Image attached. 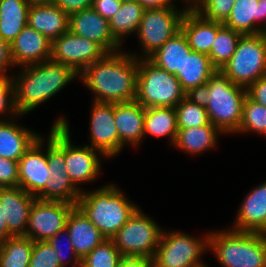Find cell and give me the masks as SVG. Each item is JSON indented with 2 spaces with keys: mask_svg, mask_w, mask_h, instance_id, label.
Returning <instances> with one entry per match:
<instances>
[{
  "mask_svg": "<svg viewBox=\"0 0 266 267\" xmlns=\"http://www.w3.org/2000/svg\"><path fill=\"white\" fill-rule=\"evenodd\" d=\"M138 55L117 51L88 65L79 79L95 95V102L121 103L136 99Z\"/></svg>",
  "mask_w": 266,
  "mask_h": 267,
  "instance_id": "1",
  "label": "cell"
},
{
  "mask_svg": "<svg viewBox=\"0 0 266 267\" xmlns=\"http://www.w3.org/2000/svg\"><path fill=\"white\" fill-rule=\"evenodd\" d=\"M21 68L23 69L19 74L12 76L15 108L19 115L33 111L79 77L70 66L56 63L51 59Z\"/></svg>",
  "mask_w": 266,
  "mask_h": 267,
  "instance_id": "2",
  "label": "cell"
},
{
  "mask_svg": "<svg viewBox=\"0 0 266 267\" xmlns=\"http://www.w3.org/2000/svg\"><path fill=\"white\" fill-rule=\"evenodd\" d=\"M115 184L81 192L76 206L98 228L106 239H111L139 208Z\"/></svg>",
  "mask_w": 266,
  "mask_h": 267,
  "instance_id": "3",
  "label": "cell"
},
{
  "mask_svg": "<svg viewBox=\"0 0 266 267\" xmlns=\"http://www.w3.org/2000/svg\"><path fill=\"white\" fill-rule=\"evenodd\" d=\"M210 250L222 267H265L266 234L213 230L209 233Z\"/></svg>",
  "mask_w": 266,
  "mask_h": 267,
  "instance_id": "4",
  "label": "cell"
},
{
  "mask_svg": "<svg viewBox=\"0 0 266 267\" xmlns=\"http://www.w3.org/2000/svg\"><path fill=\"white\" fill-rule=\"evenodd\" d=\"M211 95L206 111L209 121L222 134H235L242 119L246 88L234 84L220 70L206 82Z\"/></svg>",
  "mask_w": 266,
  "mask_h": 267,
  "instance_id": "5",
  "label": "cell"
},
{
  "mask_svg": "<svg viewBox=\"0 0 266 267\" xmlns=\"http://www.w3.org/2000/svg\"><path fill=\"white\" fill-rule=\"evenodd\" d=\"M185 98L174 74L158 67L149 58L138 59L136 101L144 108H175Z\"/></svg>",
  "mask_w": 266,
  "mask_h": 267,
  "instance_id": "6",
  "label": "cell"
},
{
  "mask_svg": "<svg viewBox=\"0 0 266 267\" xmlns=\"http://www.w3.org/2000/svg\"><path fill=\"white\" fill-rule=\"evenodd\" d=\"M46 141L47 162L51 175L35 197L76 205L82 191L70 180L65 166V126H52Z\"/></svg>",
  "mask_w": 266,
  "mask_h": 267,
  "instance_id": "7",
  "label": "cell"
},
{
  "mask_svg": "<svg viewBox=\"0 0 266 267\" xmlns=\"http://www.w3.org/2000/svg\"><path fill=\"white\" fill-rule=\"evenodd\" d=\"M234 84L248 88L266 75V39L263 33L241 35L235 53L220 70Z\"/></svg>",
  "mask_w": 266,
  "mask_h": 267,
  "instance_id": "8",
  "label": "cell"
},
{
  "mask_svg": "<svg viewBox=\"0 0 266 267\" xmlns=\"http://www.w3.org/2000/svg\"><path fill=\"white\" fill-rule=\"evenodd\" d=\"M154 255V267H205L201 255L209 250V232L202 238L163 230Z\"/></svg>",
  "mask_w": 266,
  "mask_h": 267,
  "instance_id": "9",
  "label": "cell"
},
{
  "mask_svg": "<svg viewBox=\"0 0 266 267\" xmlns=\"http://www.w3.org/2000/svg\"><path fill=\"white\" fill-rule=\"evenodd\" d=\"M163 229L140 208L111 238L122 256L154 258Z\"/></svg>",
  "mask_w": 266,
  "mask_h": 267,
  "instance_id": "10",
  "label": "cell"
},
{
  "mask_svg": "<svg viewBox=\"0 0 266 267\" xmlns=\"http://www.w3.org/2000/svg\"><path fill=\"white\" fill-rule=\"evenodd\" d=\"M190 6L191 3L186 4L183 10H178L177 7L145 9L136 34L144 55L137 58H149L178 33L182 18Z\"/></svg>",
  "mask_w": 266,
  "mask_h": 267,
  "instance_id": "11",
  "label": "cell"
},
{
  "mask_svg": "<svg viewBox=\"0 0 266 267\" xmlns=\"http://www.w3.org/2000/svg\"><path fill=\"white\" fill-rule=\"evenodd\" d=\"M52 126H65V166L70 180L82 191L79 185L97 179L102 168L101 157L106 156L88 145H73L69 124L64 116L57 118Z\"/></svg>",
  "mask_w": 266,
  "mask_h": 267,
  "instance_id": "12",
  "label": "cell"
},
{
  "mask_svg": "<svg viewBox=\"0 0 266 267\" xmlns=\"http://www.w3.org/2000/svg\"><path fill=\"white\" fill-rule=\"evenodd\" d=\"M75 206L72 203L36 198L30 209L25 237L33 241H48L66 228L69 213Z\"/></svg>",
  "mask_w": 266,
  "mask_h": 267,
  "instance_id": "13",
  "label": "cell"
},
{
  "mask_svg": "<svg viewBox=\"0 0 266 267\" xmlns=\"http://www.w3.org/2000/svg\"><path fill=\"white\" fill-rule=\"evenodd\" d=\"M106 54L98 43L67 31L52 42L51 60L70 66L80 74Z\"/></svg>",
  "mask_w": 266,
  "mask_h": 267,
  "instance_id": "14",
  "label": "cell"
},
{
  "mask_svg": "<svg viewBox=\"0 0 266 267\" xmlns=\"http://www.w3.org/2000/svg\"><path fill=\"white\" fill-rule=\"evenodd\" d=\"M91 145L88 146L102 152L106 158L119 154V134L114 120V103L93 101L90 109Z\"/></svg>",
  "mask_w": 266,
  "mask_h": 267,
  "instance_id": "15",
  "label": "cell"
},
{
  "mask_svg": "<svg viewBox=\"0 0 266 267\" xmlns=\"http://www.w3.org/2000/svg\"><path fill=\"white\" fill-rule=\"evenodd\" d=\"M69 31L98 43L107 53L122 50L112 35L109 21L92 7L69 15Z\"/></svg>",
  "mask_w": 266,
  "mask_h": 267,
  "instance_id": "16",
  "label": "cell"
},
{
  "mask_svg": "<svg viewBox=\"0 0 266 267\" xmlns=\"http://www.w3.org/2000/svg\"><path fill=\"white\" fill-rule=\"evenodd\" d=\"M44 143L40 135L18 161L19 187L33 196L44 188L46 179L51 175L47 162V143L46 149Z\"/></svg>",
  "mask_w": 266,
  "mask_h": 267,
  "instance_id": "17",
  "label": "cell"
},
{
  "mask_svg": "<svg viewBox=\"0 0 266 267\" xmlns=\"http://www.w3.org/2000/svg\"><path fill=\"white\" fill-rule=\"evenodd\" d=\"M11 58L17 67L39 64L51 59L52 41L26 25L10 44Z\"/></svg>",
  "mask_w": 266,
  "mask_h": 267,
  "instance_id": "18",
  "label": "cell"
},
{
  "mask_svg": "<svg viewBox=\"0 0 266 267\" xmlns=\"http://www.w3.org/2000/svg\"><path fill=\"white\" fill-rule=\"evenodd\" d=\"M36 197L21 187H0V202L4 206V220L11 236H25L30 209Z\"/></svg>",
  "mask_w": 266,
  "mask_h": 267,
  "instance_id": "19",
  "label": "cell"
},
{
  "mask_svg": "<svg viewBox=\"0 0 266 267\" xmlns=\"http://www.w3.org/2000/svg\"><path fill=\"white\" fill-rule=\"evenodd\" d=\"M146 108L136 100L114 103V120L119 134V153L126 144L138 147L144 140Z\"/></svg>",
  "mask_w": 266,
  "mask_h": 267,
  "instance_id": "20",
  "label": "cell"
},
{
  "mask_svg": "<svg viewBox=\"0 0 266 267\" xmlns=\"http://www.w3.org/2000/svg\"><path fill=\"white\" fill-rule=\"evenodd\" d=\"M234 222V230L266 234V182L246 195Z\"/></svg>",
  "mask_w": 266,
  "mask_h": 267,
  "instance_id": "21",
  "label": "cell"
},
{
  "mask_svg": "<svg viewBox=\"0 0 266 267\" xmlns=\"http://www.w3.org/2000/svg\"><path fill=\"white\" fill-rule=\"evenodd\" d=\"M222 25V22L205 19L190 6L182 18L181 30L193 51L208 55Z\"/></svg>",
  "mask_w": 266,
  "mask_h": 267,
  "instance_id": "22",
  "label": "cell"
},
{
  "mask_svg": "<svg viewBox=\"0 0 266 267\" xmlns=\"http://www.w3.org/2000/svg\"><path fill=\"white\" fill-rule=\"evenodd\" d=\"M66 229L75 253L81 260L106 239L77 206L69 213Z\"/></svg>",
  "mask_w": 266,
  "mask_h": 267,
  "instance_id": "23",
  "label": "cell"
},
{
  "mask_svg": "<svg viewBox=\"0 0 266 267\" xmlns=\"http://www.w3.org/2000/svg\"><path fill=\"white\" fill-rule=\"evenodd\" d=\"M27 25L53 42L69 31V15L55 4L31 5Z\"/></svg>",
  "mask_w": 266,
  "mask_h": 267,
  "instance_id": "24",
  "label": "cell"
},
{
  "mask_svg": "<svg viewBox=\"0 0 266 267\" xmlns=\"http://www.w3.org/2000/svg\"><path fill=\"white\" fill-rule=\"evenodd\" d=\"M12 120H0V157L19 161L40 135Z\"/></svg>",
  "mask_w": 266,
  "mask_h": 267,
  "instance_id": "25",
  "label": "cell"
},
{
  "mask_svg": "<svg viewBox=\"0 0 266 267\" xmlns=\"http://www.w3.org/2000/svg\"><path fill=\"white\" fill-rule=\"evenodd\" d=\"M223 24L242 35L263 33L261 0H235Z\"/></svg>",
  "mask_w": 266,
  "mask_h": 267,
  "instance_id": "26",
  "label": "cell"
},
{
  "mask_svg": "<svg viewBox=\"0 0 266 267\" xmlns=\"http://www.w3.org/2000/svg\"><path fill=\"white\" fill-rule=\"evenodd\" d=\"M222 133L209 123L200 127L178 129L173 147L190 155H199L218 144V135Z\"/></svg>",
  "mask_w": 266,
  "mask_h": 267,
  "instance_id": "27",
  "label": "cell"
},
{
  "mask_svg": "<svg viewBox=\"0 0 266 267\" xmlns=\"http://www.w3.org/2000/svg\"><path fill=\"white\" fill-rule=\"evenodd\" d=\"M192 51L185 34L180 30L152 54L149 59L158 67L176 75L179 71H182L186 55H190Z\"/></svg>",
  "mask_w": 266,
  "mask_h": 267,
  "instance_id": "28",
  "label": "cell"
},
{
  "mask_svg": "<svg viewBox=\"0 0 266 267\" xmlns=\"http://www.w3.org/2000/svg\"><path fill=\"white\" fill-rule=\"evenodd\" d=\"M30 4L27 0H0V37L11 44L25 28Z\"/></svg>",
  "mask_w": 266,
  "mask_h": 267,
  "instance_id": "29",
  "label": "cell"
},
{
  "mask_svg": "<svg viewBox=\"0 0 266 267\" xmlns=\"http://www.w3.org/2000/svg\"><path fill=\"white\" fill-rule=\"evenodd\" d=\"M218 71L211 63L208 55L192 51L186 55L182 71L175 76L184 92L199 85L206 84L209 78Z\"/></svg>",
  "mask_w": 266,
  "mask_h": 267,
  "instance_id": "30",
  "label": "cell"
},
{
  "mask_svg": "<svg viewBox=\"0 0 266 267\" xmlns=\"http://www.w3.org/2000/svg\"><path fill=\"white\" fill-rule=\"evenodd\" d=\"M177 113L172 107L146 108L144 118V137H169L171 145H174L177 137Z\"/></svg>",
  "mask_w": 266,
  "mask_h": 267,
  "instance_id": "31",
  "label": "cell"
},
{
  "mask_svg": "<svg viewBox=\"0 0 266 267\" xmlns=\"http://www.w3.org/2000/svg\"><path fill=\"white\" fill-rule=\"evenodd\" d=\"M145 8L138 1L122 2L121 7L109 20L113 37L122 45L124 37L137 34Z\"/></svg>",
  "mask_w": 266,
  "mask_h": 267,
  "instance_id": "32",
  "label": "cell"
},
{
  "mask_svg": "<svg viewBox=\"0 0 266 267\" xmlns=\"http://www.w3.org/2000/svg\"><path fill=\"white\" fill-rule=\"evenodd\" d=\"M34 241L12 236L0 244V267H29Z\"/></svg>",
  "mask_w": 266,
  "mask_h": 267,
  "instance_id": "33",
  "label": "cell"
},
{
  "mask_svg": "<svg viewBox=\"0 0 266 267\" xmlns=\"http://www.w3.org/2000/svg\"><path fill=\"white\" fill-rule=\"evenodd\" d=\"M241 35L224 24L218 29L216 39L208 54L212 65L217 70H221L235 53Z\"/></svg>",
  "mask_w": 266,
  "mask_h": 267,
  "instance_id": "34",
  "label": "cell"
},
{
  "mask_svg": "<svg viewBox=\"0 0 266 267\" xmlns=\"http://www.w3.org/2000/svg\"><path fill=\"white\" fill-rule=\"evenodd\" d=\"M250 131L266 136V108L246 96L242 107V119L235 133L246 134Z\"/></svg>",
  "mask_w": 266,
  "mask_h": 267,
  "instance_id": "35",
  "label": "cell"
},
{
  "mask_svg": "<svg viewBox=\"0 0 266 267\" xmlns=\"http://www.w3.org/2000/svg\"><path fill=\"white\" fill-rule=\"evenodd\" d=\"M121 258L113 240L105 239L81 260V267H117Z\"/></svg>",
  "mask_w": 266,
  "mask_h": 267,
  "instance_id": "36",
  "label": "cell"
},
{
  "mask_svg": "<svg viewBox=\"0 0 266 267\" xmlns=\"http://www.w3.org/2000/svg\"><path fill=\"white\" fill-rule=\"evenodd\" d=\"M178 129H188L210 123L206 108L184 98L175 106Z\"/></svg>",
  "mask_w": 266,
  "mask_h": 267,
  "instance_id": "37",
  "label": "cell"
},
{
  "mask_svg": "<svg viewBox=\"0 0 266 267\" xmlns=\"http://www.w3.org/2000/svg\"><path fill=\"white\" fill-rule=\"evenodd\" d=\"M191 7L210 21L224 22L235 0H190ZM193 2V3H192Z\"/></svg>",
  "mask_w": 266,
  "mask_h": 267,
  "instance_id": "38",
  "label": "cell"
},
{
  "mask_svg": "<svg viewBox=\"0 0 266 267\" xmlns=\"http://www.w3.org/2000/svg\"><path fill=\"white\" fill-rule=\"evenodd\" d=\"M56 255L48 241H34L29 267H61Z\"/></svg>",
  "mask_w": 266,
  "mask_h": 267,
  "instance_id": "39",
  "label": "cell"
},
{
  "mask_svg": "<svg viewBox=\"0 0 266 267\" xmlns=\"http://www.w3.org/2000/svg\"><path fill=\"white\" fill-rule=\"evenodd\" d=\"M64 236H65V240L67 241L66 250H68L70 252V253L68 252L70 257L65 256L66 255L65 253H67V252L63 253L65 250L62 248V244L64 242V241H62L63 240L62 237H64ZM48 242L52 246V248L56 251V253H57L56 256L59 259L61 267H67V265H69L70 263L73 267H81V259L75 253V250H74L73 245H72L71 240H70L69 232L67 231L66 228L64 230L56 233L52 238H50L48 240ZM64 245H65V243H64Z\"/></svg>",
  "mask_w": 266,
  "mask_h": 267,
  "instance_id": "40",
  "label": "cell"
},
{
  "mask_svg": "<svg viewBox=\"0 0 266 267\" xmlns=\"http://www.w3.org/2000/svg\"><path fill=\"white\" fill-rule=\"evenodd\" d=\"M6 113V114H5ZM1 114L3 117H1ZM8 115V116H7ZM4 116L9 118H4ZM15 108L14 82L12 78L0 76V120L20 117ZM3 118V119H2Z\"/></svg>",
  "mask_w": 266,
  "mask_h": 267,
  "instance_id": "41",
  "label": "cell"
},
{
  "mask_svg": "<svg viewBox=\"0 0 266 267\" xmlns=\"http://www.w3.org/2000/svg\"><path fill=\"white\" fill-rule=\"evenodd\" d=\"M19 186V163L0 157V187Z\"/></svg>",
  "mask_w": 266,
  "mask_h": 267,
  "instance_id": "42",
  "label": "cell"
},
{
  "mask_svg": "<svg viewBox=\"0 0 266 267\" xmlns=\"http://www.w3.org/2000/svg\"><path fill=\"white\" fill-rule=\"evenodd\" d=\"M120 0H93L92 8L108 21L121 7Z\"/></svg>",
  "mask_w": 266,
  "mask_h": 267,
  "instance_id": "43",
  "label": "cell"
},
{
  "mask_svg": "<svg viewBox=\"0 0 266 267\" xmlns=\"http://www.w3.org/2000/svg\"><path fill=\"white\" fill-rule=\"evenodd\" d=\"M247 96L254 102L266 108V75L260 77L247 89Z\"/></svg>",
  "mask_w": 266,
  "mask_h": 267,
  "instance_id": "44",
  "label": "cell"
},
{
  "mask_svg": "<svg viewBox=\"0 0 266 267\" xmlns=\"http://www.w3.org/2000/svg\"><path fill=\"white\" fill-rule=\"evenodd\" d=\"M185 98L197 105L206 107L211 95L207 84L199 85L185 92Z\"/></svg>",
  "mask_w": 266,
  "mask_h": 267,
  "instance_id": "45",
  "label": "cell"
},
{
  "mask_svg": "<svg viewBox=\"0 0 266 267\" xmlns=\"http://www.w3.org/2000/svg\"><path fill=\"white\" fill-rule=\"evenodd\" d=\"M11 66L15 65L11 58L10 44L0 37V76L12 78L13 75L8 73V69H12Z\"/></svg>",
  "mask_w": 266,
  "mask_h": 267,
  "instance_id": "46",
  "label": "cell"
},
{
  "mask_svg": "<svg viewBox=\"0 0 266 267\" xmlns=\"http://www.w3.org/2000/svg\"><path fill=\"white\" fill-rule=\"evenodd\" d=\"M93 0H56L55 5L70 15L91 8Z\"/></svg>",
  "mask_w": 266,
  "mask_h": 267,
  "instance_id": "47",
  "label": "cell"
},
{
  "mask_svg": "<svg viewBox=\"0 0 266 267\" xmlns=\"http://www.w3.org/2000/svg\"><path fill=\"white\" fill-rule=\"evenodd\" d=\"M117 267H154L152 258L122 256Z\"/></svg>",
  "mask_w": 266,
  "mask_h": 267,
  "instance_id": "48",
  "label": "cell"
},
{
  "mask_svg": "<svg viewBox=\"0 0 266 267\" xmlns=\"http://www.w3.org/2000/svg\"><path fill=\"white\" fill-rule=\"evenodd\" d=\"M145 9L153 8H165V7H176L173 0H137ZM182 2L191 3L190 0H181Z\"/></svg>",
  "mask_w": 266,
  "mask_h": 267,
  "instance_id": "49",
  "label": "cell"
},
{
  "mask_svg": "<svg viewBox=\"0 0 266 267\" xmlns=\"http://www.w3.org/2000/svg\"><path fill=\"white\" fill-rule=\"evenodd\" d=\"M10 237L12 236L9 234L6 220H4V206L0 202V244Z\"/></svg>",
  "mask_w": 266,
  "mask_h": 267,
  "instance_id": "50",
  "label": "cell"
},
{
  "mask_svg": "<svg viewBox=\"0 0 266 267\" xmlns=\"http://www.w3.org/2000/svg\"><path fill=\"white\" fill-rule=\"evenodd\" d=\"M30 5L55 4L56 0H27Z\"/></svg>",
  "mask_w": 266,
  "mask_h": 267,
  "instance_id": "51",
  "label": "cell"
},
{
  "mask_svg": "<svg viewBox=\"0 0 266 267\" xmlns=\"http://www.w3.org/2000/svg\"><path fill=\"white\" fill-rule=\"evenodd\" d=\"M261 9L263 16V31L266 28V0H261Z\"/></svg>",
  "mask_w": 266,
  "mask_h": 267,
  "instance_id": "52",
  "label": "cell"
},
{
  "mask_svg": "<svg viewBox=\"0 0 266 267\" xmlns=\"http://www.w3.org/2000/svg\"><path fill=\"white\" fill-rule=\"evenodd\" d=\"M121 2L137 1V0H120Z\"/></svg>",
  "mask_w": 266,
  "mask_h": 267,
  "instance_id": "53",
  "label": "cell"
},
{
  "mask_svg": "<svg viewBox=\"0 0 266 267\" xmlns=\"http://www.w3.org/2000/svg\"><path fill=\"white\" fill-rule=\"evenodd\" d=\"M263 34H264L265 39H266V28L264 29Z\"/></svg>",
  "mask_w": 266,
  "mask_h": 267,
  "instance_id": "54",
  "label": "cell"
}]
</instances>
